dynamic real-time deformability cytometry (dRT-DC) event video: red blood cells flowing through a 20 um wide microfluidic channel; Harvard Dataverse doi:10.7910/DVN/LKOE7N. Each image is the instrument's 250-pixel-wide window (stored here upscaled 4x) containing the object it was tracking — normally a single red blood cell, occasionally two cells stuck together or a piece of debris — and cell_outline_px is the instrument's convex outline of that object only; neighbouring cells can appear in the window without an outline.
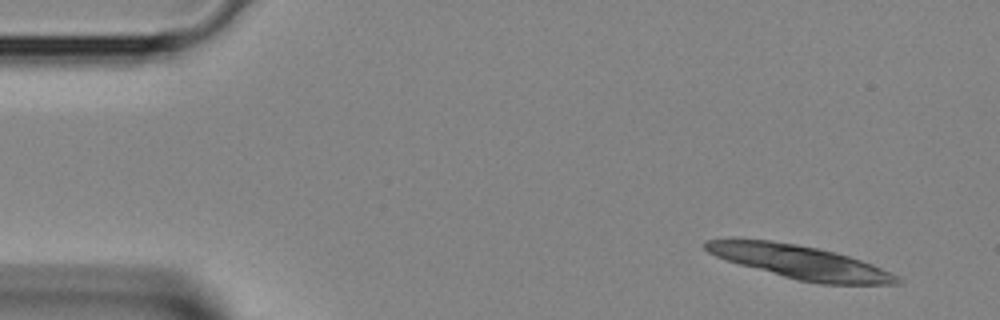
{"species": "Egyptian fruit bat (a non-hibernating species)", "species_latin": "Rousettus aegyptiacus", "temperature_condition": "room temperature", "stored_images_in_passage": 4, "camera_frame_rate_fps": 3000, "um_per_image_px": 0.085, "animal": {"sex": "female"}, "frame": {"image": 1, "passage_image": 1, "time_ms": 0.0, "image_size_px": [1000, 320], "cell_outline_px": [[904, 280], [900, 284], [820, 284], [796, 280], [740, 264], [716, 256], [708, 252], [704, 248], [704, 240], [736, 236], [768, 240], [796, 244], [836, 252], [872, 264], [900, 276]], "centroid_in_image_um": [67.95, 22.25], "position_along_channel_um": 17.0, "area_um2": 37.8}}
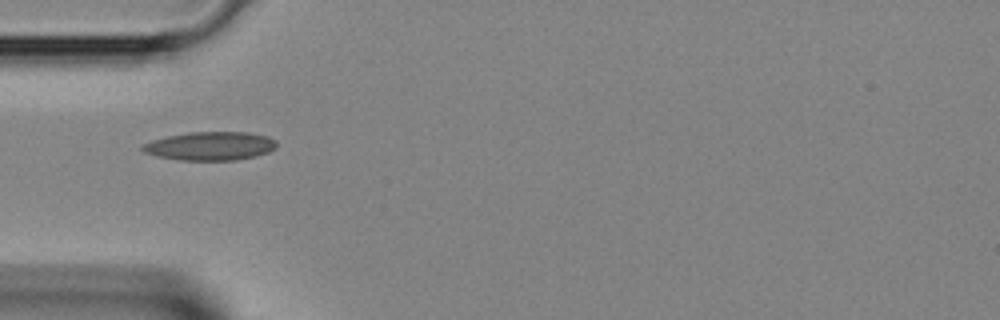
{"frame": {"image": 2, "passage_image": 4, "time_ms": 1.0, "image_size_px": [1000, 320], "cell_outline_px": [[276, 148], [268, 152], [256, 156], [236, 160], [180, 160], [156, 156], [144, 152], [140, 148], [140, 144], [152, 140], [168, 136], [188, 132], [248, 132], [268, 136], [276, 140]], "centroid_in_image_um": [17.86, 12.41], "position_along_channel_um": 67.1, "area_um2": 22.48}}